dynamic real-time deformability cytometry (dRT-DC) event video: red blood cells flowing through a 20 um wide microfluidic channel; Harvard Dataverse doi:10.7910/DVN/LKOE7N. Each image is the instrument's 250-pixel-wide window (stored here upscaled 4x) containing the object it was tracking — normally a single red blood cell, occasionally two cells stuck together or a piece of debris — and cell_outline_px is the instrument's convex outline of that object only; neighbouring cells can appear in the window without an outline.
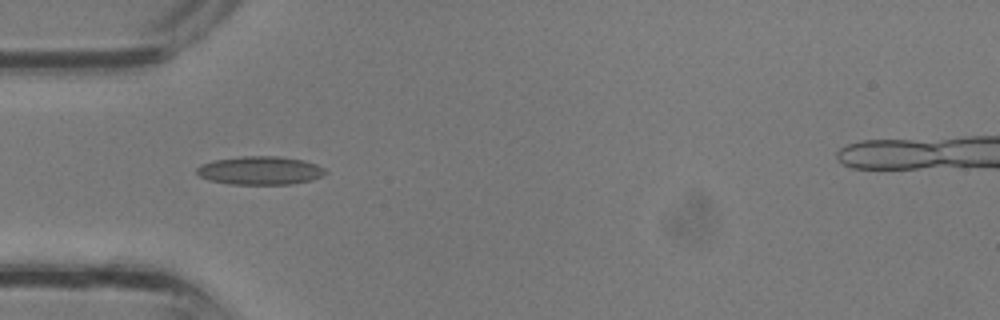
{"species": "common noctule bat (a hibernating species)", "species_latin": "Nyctalus noctula", "temperature_condition": "room temperature", "stored_images_in_passage": 26, "segment_of_instrument_passage": [1, 2], "camera_frame_rate_fps": 3000, "um_per_image_px": 0.085, "animal": {"sex": "male", "body_mass_g": 13.3}, "frame": {"image": 1, "passage_image": 2, "time_ms": 0.333, "image_size_px": [1000, 320], "cell_outline_px": [[328, 172], [312, 180], [292, 184], [228, 184], [208, 180], [200, 176], [196, 172], [196, 168], [200, 164], [212, 160], [244, 156], [276, 156], [304, 160], [316, 164], [324, 168]], "centroid_in_image_um": [22.08, 14.49], "position_along_channel_um": 62.9, "area_um2": 21.39}}
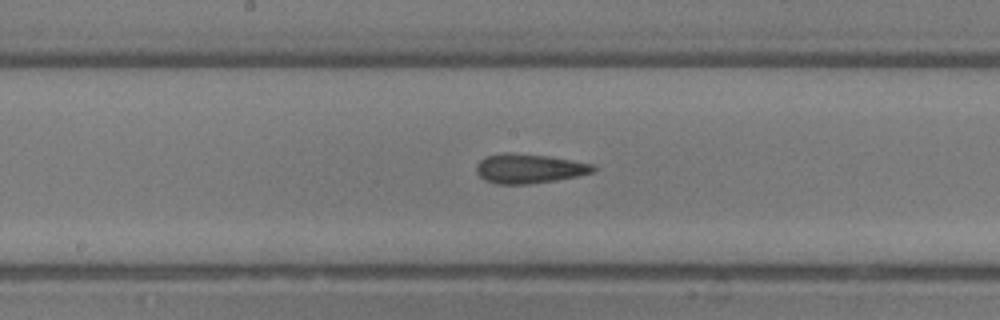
{"frame": {"image": 2, "passage_image": 9, "time_ms": 2.667, "image_size_px": [1000, 320], "cell_outline_px": [[596, 168], [592, 172], [576, 176], [556, 180], [528, 184], [496, 184], [484, 180], [476, 172], [476, 164], [484, 156], [504, 152], [512, 152], [548, 156], [596, 164]], "centroid_in_image_um": [44.94, 14.31], "position_along_channel_um": 203.3, "area_um2": 20.23}}
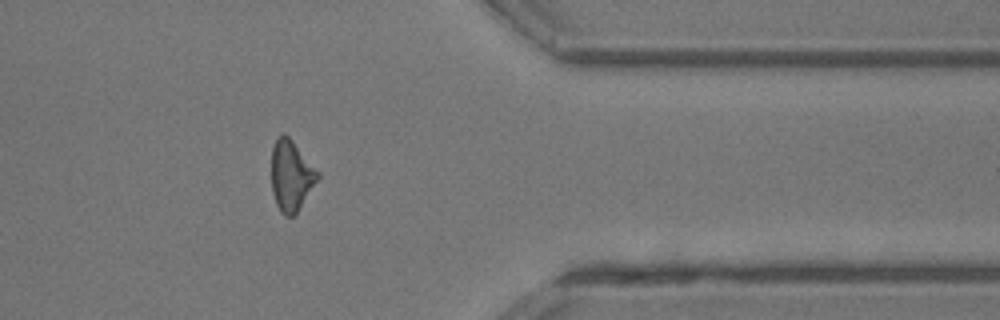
{"frame": {"image": 3, "passage_image": 19, "time_ms": 6.0, "image_size_px": [1000, 320], "cell_outline_px": [[320, 176], [296, 216], [284, 216], [280, 212], [276, 204], [272, 192], [272, 148], [276, 140], [280, 136], [288, 136], [292, 140], [320, 172]], "centroid_in_image_um": [24.77, 14.99], "position_along_channel_um": 386.6, "area_um2": 19.07}}